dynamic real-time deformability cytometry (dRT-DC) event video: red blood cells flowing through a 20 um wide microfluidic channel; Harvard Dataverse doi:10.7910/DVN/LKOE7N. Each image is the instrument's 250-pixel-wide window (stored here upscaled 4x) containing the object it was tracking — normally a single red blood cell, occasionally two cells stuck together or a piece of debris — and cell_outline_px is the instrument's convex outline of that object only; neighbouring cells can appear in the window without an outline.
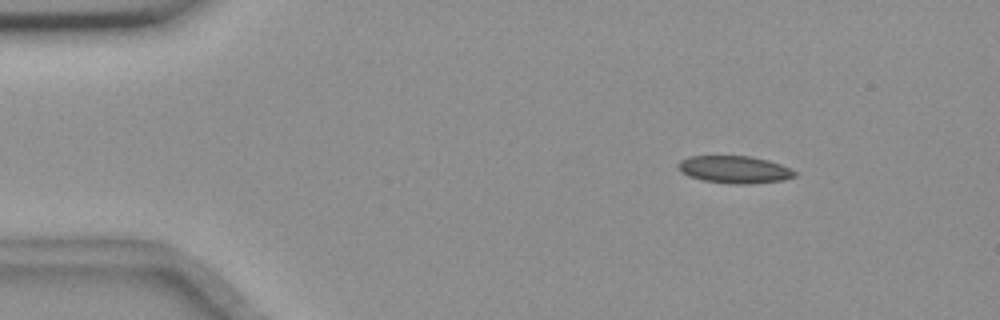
{"species": "common noctule bat (a hibernating species)", "species_latin": "Nyctalus noctula", "temperature_condition": "room temperature", "stored_images_in_passage": 49, "camera_frame_rate_fps": 3000, "um_per_image_px": 0.085, "animal": {"sex": "female", "body_mass_g": 18.4}, "frame": {"image": 1, "passage_image": 1, "time_ms": 0.0, "image_size_px": [1000, 320], "cell_outline_px": [[796, 176], [780, 180], [748, 184], [728, 184], [700, 180], [688, 176], [680, 172], [676, 164], [680, 160], [692, 156], [748, 156], [768, 160], [780, 164], [796, 172]], "centroid_in_image_um": [62.36, 14.41], "position_along_channel_um": 22.6, "area_um2": 18.61}}
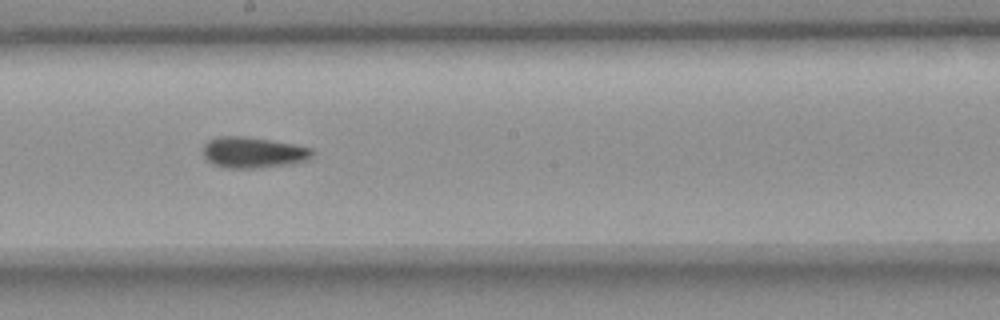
{"frame": {"image": 2, "passage_image": 24, "time_ms": 7.667, "image_size_px": [1000, 320], "cell_outline_px": [[312, 156], [304, 160], [288, 164], [256, 168], [224, 168], [212, 164], [204, 156], [204, 144], [208, 140], [220, 136], [244, 136], [272, 140], [296, 144], [312, 148]], "centroid_in_image_um": [21.49, 12.95], "position_along_channel_um": 226.7, "area_um2": 19.65}}
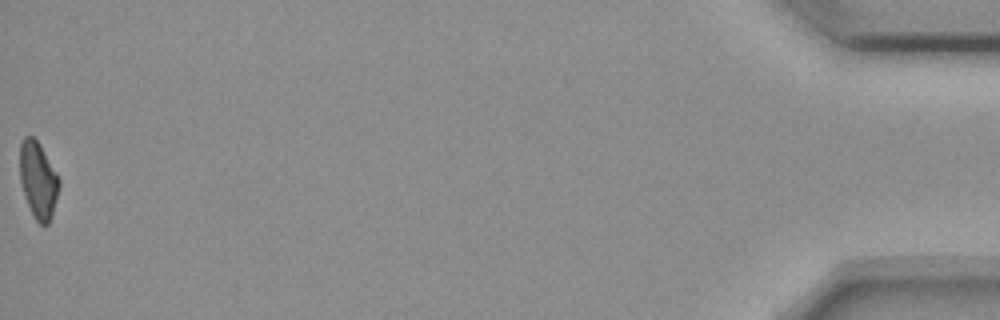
{"frame": {"image": 3, "passage_image": 49, "time_ms": 16.0, "image_size_px": [1000, 320], "cell_outline_px": [[60, 184], [52, 216], [48, 224], [40, 224], [36, 220], [28, 204], [20, 180], [20, 144], [24, 136], [32, 136], [40, 144], [60, 180]], "centroid_in_image_um": [3.25, 15.29], "position_along_channel_um": 432.0, "area_um2": 17.22}, "authors_computed_cell_mechanics": {"area_um2": 18.9006, "velocity_mm_per_s": 3.6715, "shape_relaxation_time_tau1_ms": 10.6322, "shape_relaxation_time_tau2_ms": 5.5497, "deformation_change_tau1": 0.1511, "deformation_change_tau2": 0.0999}}